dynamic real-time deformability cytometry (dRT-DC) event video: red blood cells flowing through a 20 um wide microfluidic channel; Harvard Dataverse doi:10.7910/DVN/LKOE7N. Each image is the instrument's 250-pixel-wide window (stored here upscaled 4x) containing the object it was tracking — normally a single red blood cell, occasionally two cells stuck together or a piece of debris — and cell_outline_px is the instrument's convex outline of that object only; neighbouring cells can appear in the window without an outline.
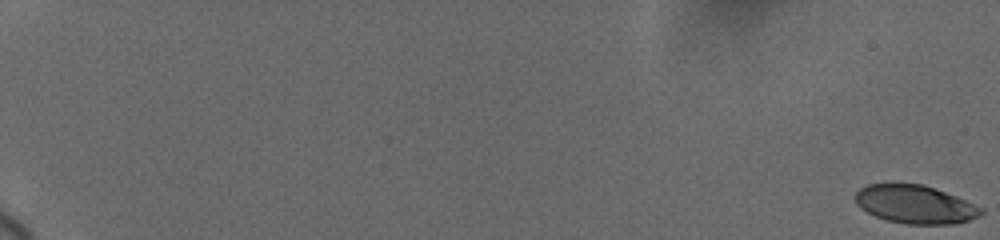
{"species": "human", "species_latin": "Homo sapiens", "temperature_condition": "cold", "stored_images_in_passage": 13, "camera_frame_rate_fps": 3000, "um_per_image_px": 0.085, "donor": {"sex": "female"}, "frame": {"image": 1, "passage_image": 1, "time_ms": 0.0, "image_size_px": [1000, 240], "cell_outline_px": [[984, 212], [980, 216], [968, 220], [952, 224], [904, 224], [888, 220], [876, 216], [860, 208], [856, 204], [856, 192], [860, 188], [868, 184], [924, 184], [936, 188], [956, 196], [984, 208]], "centroid_in_image_um": [77.81, 17.37], "position_along_channel_um": 7.2, "area_um2": 28.03}}